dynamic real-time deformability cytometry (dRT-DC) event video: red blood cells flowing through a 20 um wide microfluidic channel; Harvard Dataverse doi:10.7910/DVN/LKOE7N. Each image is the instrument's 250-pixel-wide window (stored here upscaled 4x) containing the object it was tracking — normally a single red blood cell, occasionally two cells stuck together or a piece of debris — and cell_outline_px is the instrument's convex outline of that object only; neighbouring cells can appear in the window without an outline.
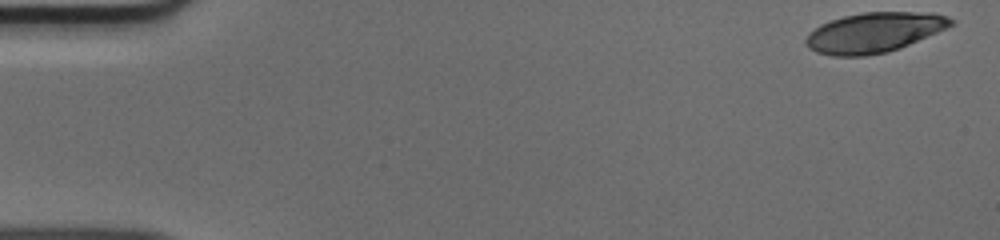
{"species": "human", "species_latin": "Homo sapiens", "temperature_condition": "cold", "stored_images_in_passage": 49, "camera_frame_rate_fps": 3000, "um_per_image_px": 0.085, "donor": {"sex": "male"}, "frame": {"image": 1, "passage_image": 1, "time_ms": 0.0, "image_size_px": [1000, 240], "cell_outline_px": [[956, 24], [948, 28], [900, 48], [888, 52], [864, 56], [832, 56], [816, 52], [808, 48], [804, 44], [804, 40], [808, 32], [820, 24], [844, 16], [864, 12], [932, 12], [948, 16], [956, 20]], "centroid_in_image_um": [74.32, 2.76], "position_along_channel_um": 10.7, "area_um2": 34.28}}
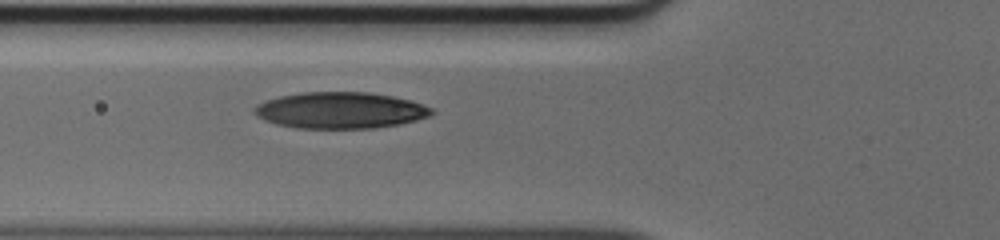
{"frame": {"image": 2, "passage_image": 18, "time_ms": 5.667, "image_size_px": [1000, 240], "cell_outline_px": [[436, 112], [432, 116], [400, 124], [372, 128], [296, 128], [276, 124], [264, 120], [256, 116], [252, 112], [256, 104], [280, 96], [304, 92], [368, 92], [392, 96], [412, 100], [432, 108]], "centroid_in_image_um": [28.94, 9.38], "position_along_channel_um": 96.9, "area_um2": 37.74}}
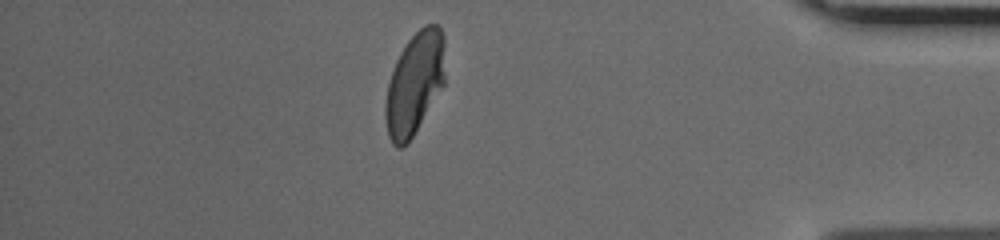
{"frame": {"image": 3, "passage_image": 43, "time_ms": 14.0, "image_size_px": [1000, 240], "cell_outline_px": [[444, 84], [408, 144], [400, 148], [396, 148], [392, 144], [388, 136], [384, 116], [384, 104], [388, 84], [396, 60], [400, 52], [408, 40], [424, 24], [436, 24], [444, 32]], "centroid_in_image_um": [35.22, 7.11], "position_along_channel_um": 400.0, "area_um2": 35.72}}